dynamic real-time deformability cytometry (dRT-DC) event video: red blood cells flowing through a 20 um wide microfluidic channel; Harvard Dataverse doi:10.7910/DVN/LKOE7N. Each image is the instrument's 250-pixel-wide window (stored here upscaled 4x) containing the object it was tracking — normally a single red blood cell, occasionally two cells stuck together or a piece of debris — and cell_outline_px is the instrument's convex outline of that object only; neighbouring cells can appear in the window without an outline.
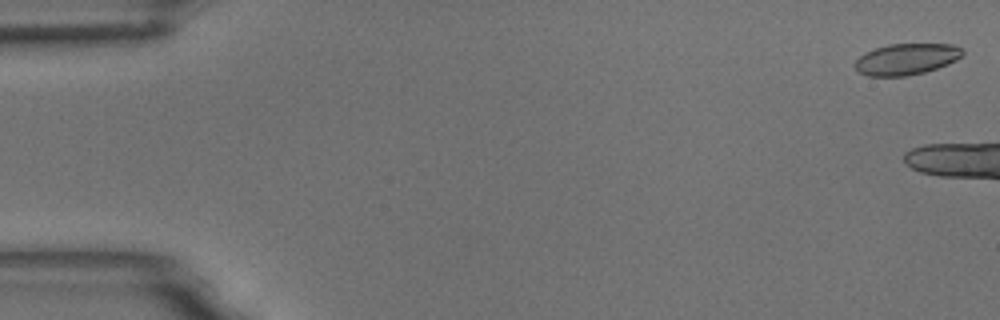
{"species": "common noctule bat (a hibernating species)", "species_latin": "Nyctalus noctula", "temperature_condition": "room temperature", "stored_images_in_passage": 7, "camera_frame_rate_fps": 3000, "um_per_image_px": 0.085, "animal": {"sex": "male", "body_mass_g": 18.8}, "frame": {"image": 1, "passage_image": 2, "time_ms": 0.333, "image_size_px": [1000, 320], "cell_outline_px": [[964, 52], [956, 60], [948, 64], [924, 72], [908, 76], [868, 76], [860, 72], [856, 68], [856, 60], [864, 52], [888, 44], [952, 44], [960, 48]], "centroid_in_image_um": [77.04, 5.02], "position_along_channel_um": 8.0, "area_um2": 19.42}}